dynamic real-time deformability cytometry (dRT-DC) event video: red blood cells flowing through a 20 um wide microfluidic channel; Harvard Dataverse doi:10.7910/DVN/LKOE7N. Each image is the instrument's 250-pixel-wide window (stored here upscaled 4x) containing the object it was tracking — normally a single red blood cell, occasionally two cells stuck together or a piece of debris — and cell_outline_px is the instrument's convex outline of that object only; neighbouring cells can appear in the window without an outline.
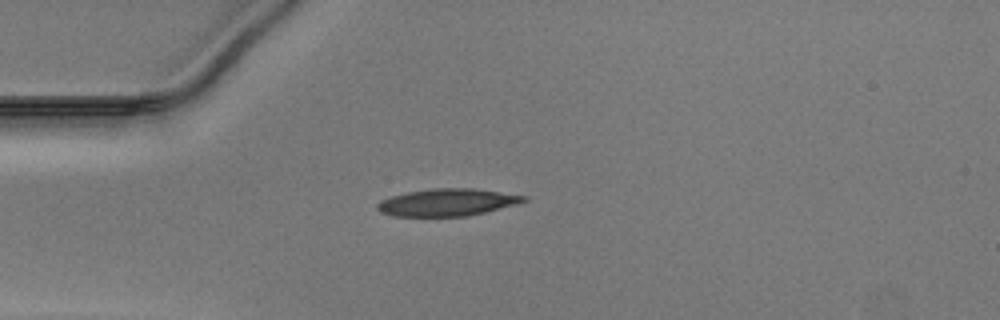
{"species": "Egyptian fruit bat (a non-hibernating species)", "species_latin": "Rousettus aegyptiacus", "temperature_condition": "warm", "stored_images_in_passage": 38, "camera_frame_rate_fps": 3000, "um_per_image_px": 0.085, "animal": {"sex": "male"}, "frame": {"image": 1, "passage_image": 1, "time_ms": 0.0, "image_size_px": [1000, 320], "cell_outline_px": [[528, 200], [516, 204], [468, 216], [392, 216], [380, 212], [376, 208], [376, 204], [380, 200], [392, 196], [408, 192], [432, 188], [472, 188], [528, 196]], "centroid_in_image_um": [37.99, 17.2], "position_along_channel_um": 47.0, "area_um2": 23.18}}
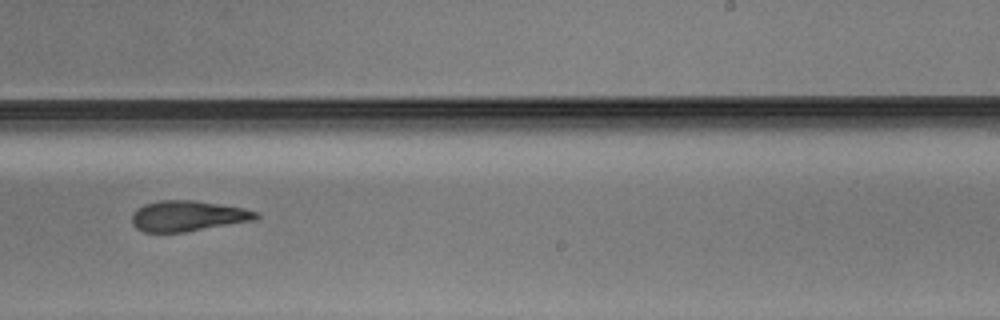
{"frame": {"image": 2, "passage_image": 19, "time_ms": 6.0, "image_size_px": [1000, 320], "cell_outline_px": [[260, 216], [256, 220], [184, 232], [144, 232], [136, 228], [132, 224], [132, 212], [136, 208], [144, 204], [156, 200], [192, 200], [220, 204], [244, 208], [260, 212]], "centroid_in_image_um": [15.96, 18.35], "position_along_channel_um": 273.0, "area_um2": 22.37}}
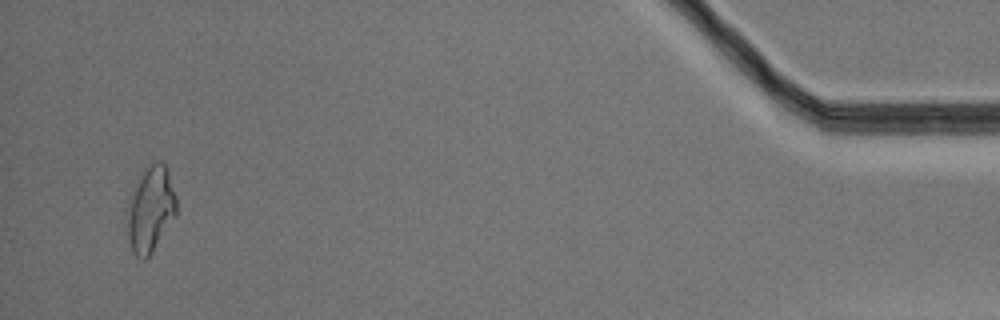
{"frame": {"image": 3, "passage_image": 36, "time_ms": 11.667, "image_size_px": [1000, 320], "cell_outline_px": [[176, 216], [152, 252], [144, 260], [140, 260], [132, 252], [128, 236], [124, 212], [140, 172], [152, 164], [164, 164], [168, 172], [176, 196]], "centroid_in_image_um": [12.75, 17.84], "position_along_channel_um": 422.4, "area_um2": 24.74}}